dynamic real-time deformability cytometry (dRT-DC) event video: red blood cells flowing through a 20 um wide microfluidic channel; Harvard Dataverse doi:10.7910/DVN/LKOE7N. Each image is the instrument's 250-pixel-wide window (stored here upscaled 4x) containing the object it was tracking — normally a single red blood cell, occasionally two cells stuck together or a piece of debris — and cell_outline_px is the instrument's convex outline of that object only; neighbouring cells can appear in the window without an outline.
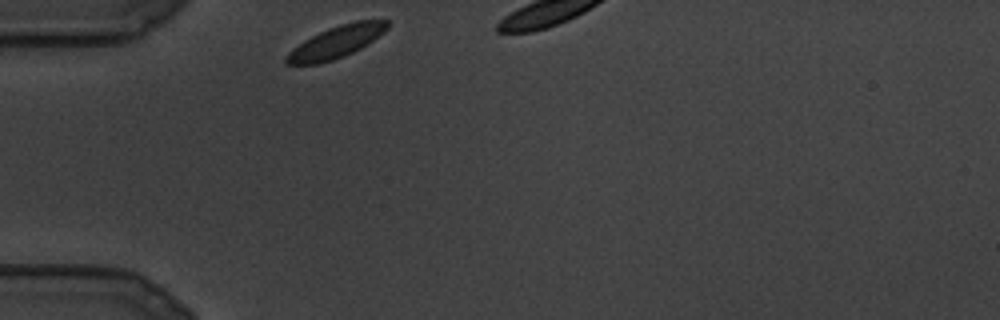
{"species": "common noctule bat (a hibernating species)", "species_latin": "Nyctalus noctula", "temperature_condition": "cold", "stored_images_in_passage": 17, "camera_frame_rate_fps": 3000, "um_per_image_px": 0.085, "animal": {"sex": "male", "body_mass_g": 19.5, "forearm_length_mm": 54.6}, "frame": {"image": 1, "passage_image": 1, "time_ms": 0.0, "image_size_px": [1000, 320], "cell_outline_px": [[388, 28], [372, 40], [360, 48], [344, 56], [320, 64], [284, 64], [284, 56], [292, 48], [304, 40], [328, 28], [340, 24], [356, 20], [388, 20]], "centroid_in_image_um": [28.52, 3.58], "position_along_channel_um": 56.5, "area_um2": 18.67}}
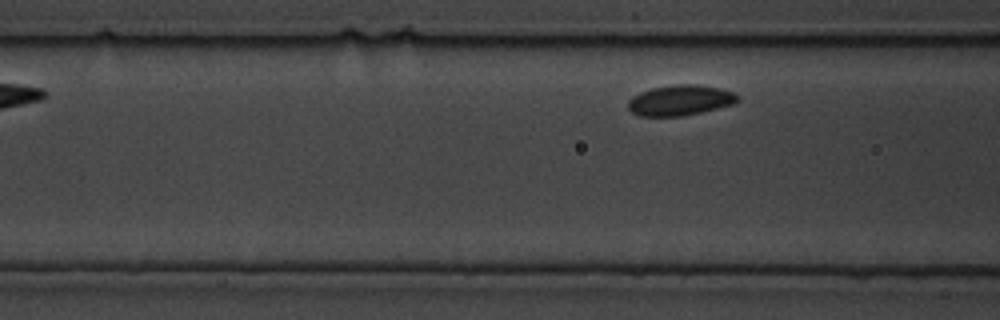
{"frame": {"image": 2, "passage_image": 12, "time_ms": 3.667, "image_size_px": [1000, 320], "cell_outline_px": [[740, 100], [732, 104], [700, 112], [680, 116], [640, 116], [632, 112], [628, 108], [628, 100], [632, 96], [640, 92], [652, 88], [676, 84], [696, 84], [720, 88], [732, 92], [740, 96]], "centroid_in_image_um": [57.8, 8.51], "position_along_channel_um": 108.8, "area_um2": 19.36}}